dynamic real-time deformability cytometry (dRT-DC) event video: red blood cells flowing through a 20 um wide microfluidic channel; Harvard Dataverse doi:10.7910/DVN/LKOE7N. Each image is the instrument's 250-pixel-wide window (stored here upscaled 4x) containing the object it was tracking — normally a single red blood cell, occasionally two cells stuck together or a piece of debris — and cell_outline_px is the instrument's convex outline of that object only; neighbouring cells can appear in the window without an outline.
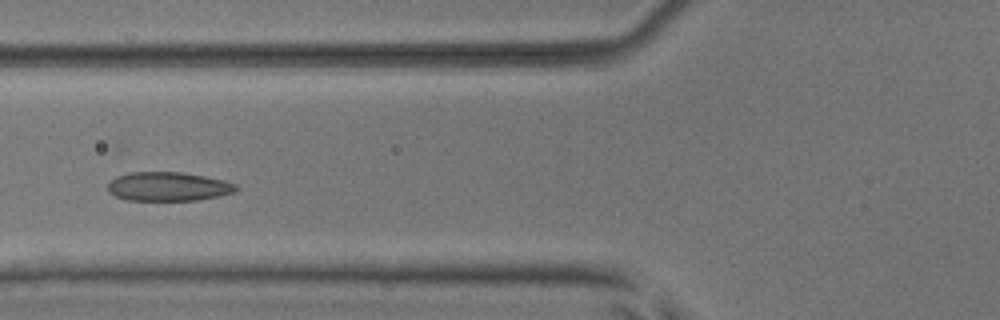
{"species": "common noctule bat (a hibernating species)", "species_latin": "Nyctalus noctula", "temperature_condition": "room temperature", "stored_images_in_passage": 3, "camera_frame_rate_fps": 3000, "um_per_image_px": 0.085, "animal": {"sex": "male", "body_mass_g": 17.9, "forearm_length_mm": 54.2}, "frame": {"image": 1, "passage_image": 3, "time_ms": 2.333, "image_size_px": [1000, 320], "cell_outline_px": [[240, 188], [236, 192], [196, 200], [128, 200], [116, 196], [108, 192], [108, 184], [116, 176], [128, 172], [180, 172], [204, 176], [224, 180], [236, 184]], "centroid_in_image_um": [14.3, 15.85], "position_along_channel_um": 111.5, "area_um2": 21.62}}